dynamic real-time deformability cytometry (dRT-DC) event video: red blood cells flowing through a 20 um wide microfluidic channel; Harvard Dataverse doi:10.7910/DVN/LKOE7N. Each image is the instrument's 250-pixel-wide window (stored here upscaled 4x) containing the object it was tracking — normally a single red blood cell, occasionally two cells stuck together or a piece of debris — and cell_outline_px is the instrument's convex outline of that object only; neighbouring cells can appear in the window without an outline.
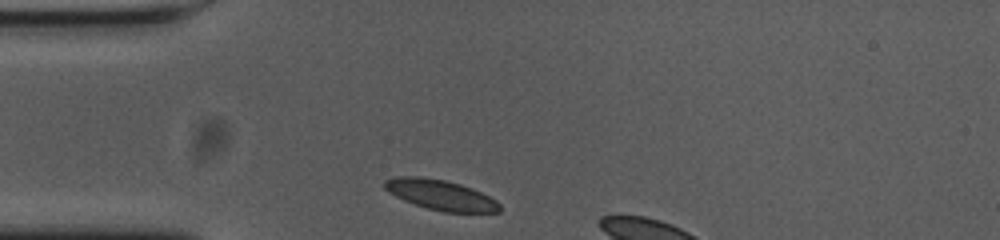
{"species": "common noctule bat (a hibernating species)", "species_latin": "Nyctalus noctula", "temperature_condition": "cold", "stored_images_in_passage": 6, "camera_frame_rate_fps": 3000, "um_per_image_px": 0.085, "animal": {"sex": "female", "body_mass_g": 23.0, "forearm_length_mm": 53.4}, "frame": {"image": 1, "passage_image": 1, "time_ms": 0.0, "image_size_px": [1000, 240], "cell_outline_px": [[500, 212], [444, 212], [428, 208], [404, 200], [388, 192], [384, 188], [384, 180], [400, 176], [416, 176], [444, 180], [460, 184], [472, 188], [496, 200], [500, 204]], "centroid_in_image_um": [37.45, 16.56], "position_along_channel_um": 47.5, "area_um2": 20.0}}